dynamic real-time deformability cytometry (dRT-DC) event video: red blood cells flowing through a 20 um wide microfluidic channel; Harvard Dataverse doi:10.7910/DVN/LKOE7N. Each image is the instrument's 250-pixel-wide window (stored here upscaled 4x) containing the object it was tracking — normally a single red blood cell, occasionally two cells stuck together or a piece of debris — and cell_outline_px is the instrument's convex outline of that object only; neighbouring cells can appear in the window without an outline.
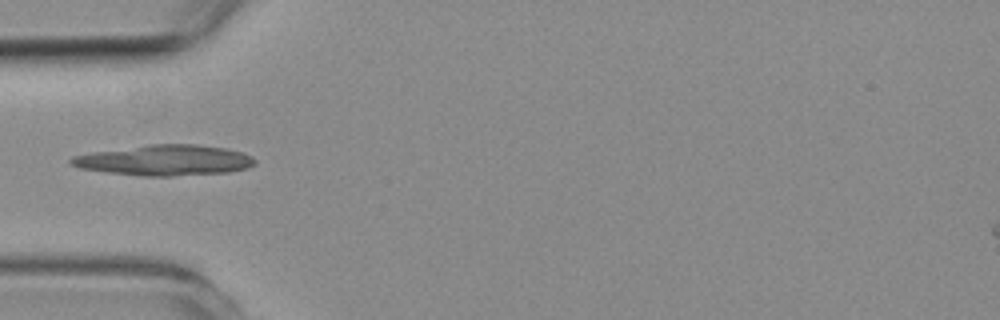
{"species": "common noctule bat (a hibernating species)", "species_latin": "Nyctalus noctula", "temperature_condition": "room temperature", "stored_images_in_passage": 7, "camera_frame_rate_fps": 3000, "um_per_image_px": 0.085, "animal": {"sex": "female", "body_mass_g": 19.3, "forearm_length_mm": 54.1}, "frame": {"image": 1, "passage_image": 4, "time_ms": 3.667, "image_size_px": [1000, 320], "cell_outline_px": [[256, 164], [248, 168], [228, 172], [172, 176], [144, 176], [108, 172], [80, 168], [68, 164], [68, 160], [72, 156], [96, 152], [148, 144], [196, 144], [224, 148], [240, 152], [252, 156], [256, 160]], "centroid_in_image_um": [14.01, 13.62], "position_along_channel_um": 71.0, "area_um2": 32.6}}
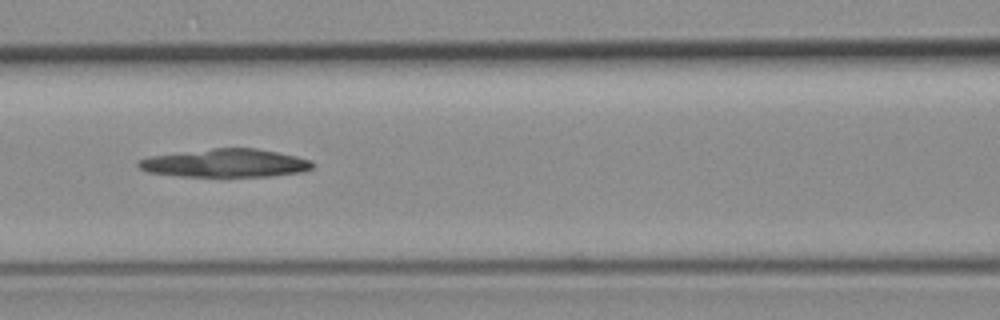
{"frame": {"image": 2, "passage_image": 6, "time_ms": 5.667, "image_size_px": [1000, 320], "cell_outline_px": [[316, 164], [312, 168], [304, 172], [272, 176], [180, 176], [148, 172], [140, 168], [136, 164], [140, 160], [148, 156], [212, 148], [256, 148], [296, 156], [312, 160]], "centroid_in_image_um": [19.2, 13.86], "position_along_channel_um": 147.4, "area_um2": 28.67}}
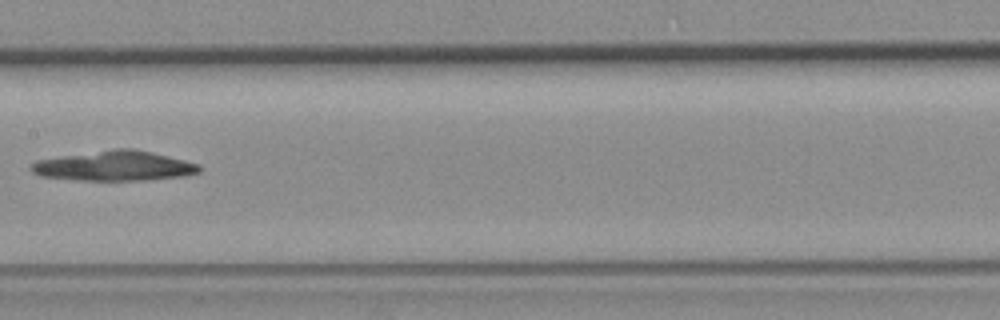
{"frame": {"image": 3, "passage_image": 7, "time_ms": 7.0, "image_size_px": [1000, 320], "cell_outline_px": [[200, 172], [188, 176], [148, 180], [76, 180], [40, 176], [32, 172], [28, 168], [36, 160], [112, 148], [132, 148], [152, 152], [200, 164]], "centroid_in_image_um": [9.74, 14.1], "position_along_channel_um": 197.7, "area_um2": 29.54}}